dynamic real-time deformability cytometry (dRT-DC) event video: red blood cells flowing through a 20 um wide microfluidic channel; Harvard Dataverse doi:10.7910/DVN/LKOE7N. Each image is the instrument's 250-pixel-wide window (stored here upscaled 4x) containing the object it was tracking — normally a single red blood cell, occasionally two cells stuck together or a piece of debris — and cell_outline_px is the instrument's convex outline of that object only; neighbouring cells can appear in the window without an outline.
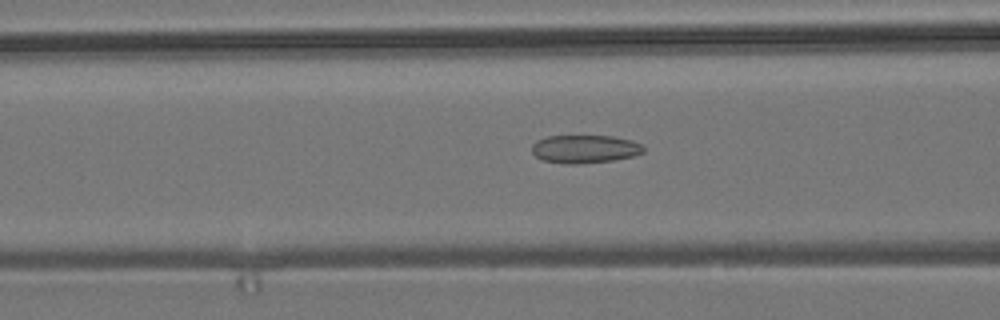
{"species": "common noctule bat (a hibernating species)", "species_latin": "Nyctalus noctula", "temperature_condition": "room temperature", "stored_images_in_passage": 42, "camera_frame_rate_fps": 3000, "um_per_image_px": 0.085, "animal": {"sex": "male", "body_mass_g": 19.2, "forearm_length_mm": 51.8}, "frame": {"image": 1, "passage_image": 20, "time_ms": 6.333, "image_size_px": [1000, 320], "cell_outline_px": [[644, 152], [632, 156], [612, 160], [576, 164], [564, 164], [544, 160], [536, 156], [532, 152], [532, 144], [536, 140], [548, 136], [612, 136], [632, 140], [640, 144], [644, 148]], "centroid_in_image_um": [49.69, 12.66], "position_along_channel_um": 116.9, "area_um2": 18.21}}
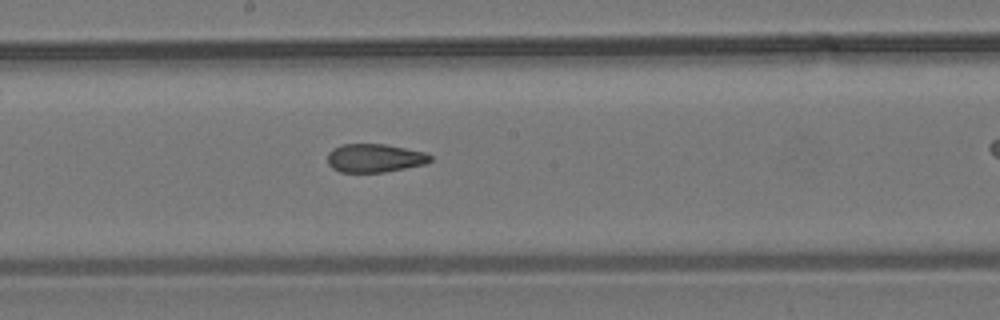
{"frame": {"image": 2, "passage_image": 28, "time_ms": 9.0, "image_size_px": [1000, 320], "cell_outline_px": [[432, 160], [424, 164], [384, 172], [340, 172], [332, 168], [328, 164], [328, 152], [332, 148], [340, 144], [388, 144], [424, 152], [432, 156]], "centroid_in_image_um": [31.82, 13.42], "position_along_channel_um": 216.4, "area_um2": 17.11}}
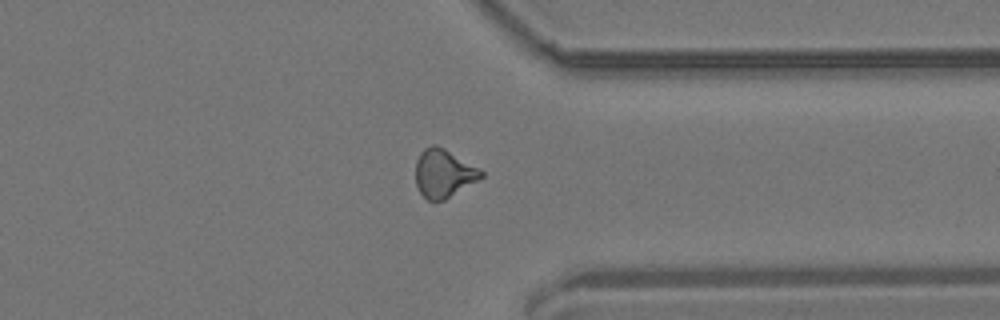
{"frame": {"image": 3, "passage_image": 41, "time_ms": 13.333, "image_size_px": [1000, 320], "cell_outline_px": [[484, 176], [444, 200], [428, 200], [420, 192], [416, 184], [416, 160], [420, 152], [424, 148], [432, 144], [436, 144], [444, 148], [480, 168], [484, 172]], "centroid_in_image_um": [37.7, 14.71], "position_along_channel_um": 373.7, "area_um2": 18.32}}